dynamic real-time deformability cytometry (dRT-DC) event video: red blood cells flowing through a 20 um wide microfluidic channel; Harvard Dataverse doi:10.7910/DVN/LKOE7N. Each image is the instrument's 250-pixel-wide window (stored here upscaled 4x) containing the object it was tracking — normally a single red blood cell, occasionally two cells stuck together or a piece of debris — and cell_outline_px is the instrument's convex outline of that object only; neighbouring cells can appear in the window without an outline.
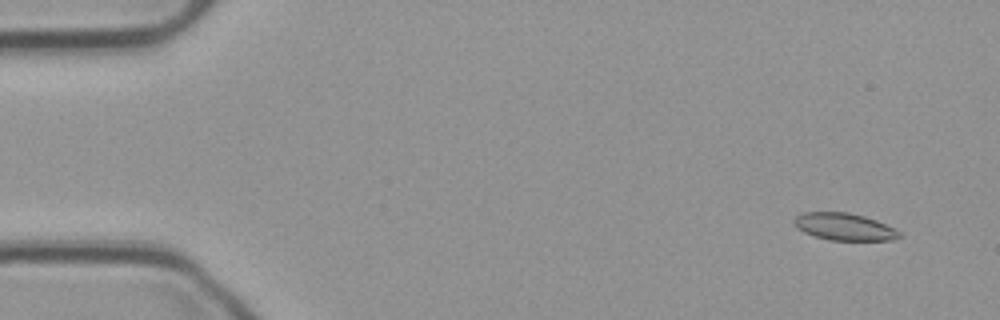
{"species": "common noctule bat (a hibernating species)", "species_latin": "Nyctalus noctula", "temperature_condition": "cold", "stored_images_in_passage": 57, "camera_frame_rate_fps": 3000, "um_per_image_px": 0.085, "animal": {"sex": "male", "body_mass_g": 23.1, "forearm_length_mm": 52.7}, "frame": {"image": 1, "passage_image": 4, "time_ms": 1.0, "image_size_px": [1000, 320], "cell_outline_px": [[904, 236], [892, 240], [828, 240], [804, 232], [796, 228], [792, 220], [796, 216], [804, 212], [848, 212], [864, 216], [876, 220], [900, 232]], "centroid_in_image_um": [71.74, 19.27], "position_along_channel_um": 13.3, "area_um2": 16.65}}
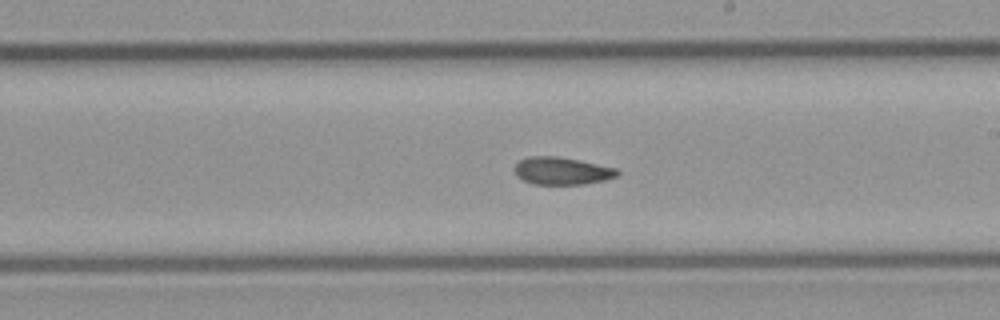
{"frame": {"image": 2, "passage_image": 32, "time_ms": 10.333, "image_size_px": [1000, 320], "cell_outline_px": [[620, 172], [616, 176], [604, 180], [584, 184], [532, 184], [516, 176], [512, 168], [520, 160], [528, 156], [556, 156], [580, 160], [616, 168]], "centroid_in_image_um": [47.72, 14.52], "position_along_channel_um": 241.3, "area_um2": 16.53}}
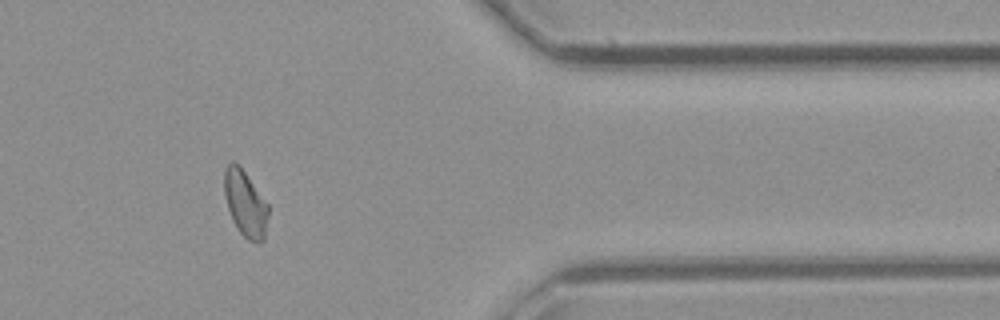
{"frame": {"image": 3, "passage_image": 46, "time_ms": 15.0, "image_size_px": [1000, 320], "cell_outline_px": [[268, 216], [264, 240], [248, 240], [236, 228], [232, 220], [228, 208], [224, 192], [224, 168], [232, 160], [244, 172], [268, 204]], "centroid_in_image_um": [20.83, 17.3], "position_along_channel_um": 390.6, "area_um2": 16.59}, "authors_computed_cell_mechanics": {"area_um2": 17.1666, "velocity_mm_per_s": 3.7067, "shape_relaxation_time_tau1_ms": null, "shape_relaxation_time_tau2_ms": 2.5517, "deformation_change_tau1": null, "deformation_change_tau2": 0.0722}}